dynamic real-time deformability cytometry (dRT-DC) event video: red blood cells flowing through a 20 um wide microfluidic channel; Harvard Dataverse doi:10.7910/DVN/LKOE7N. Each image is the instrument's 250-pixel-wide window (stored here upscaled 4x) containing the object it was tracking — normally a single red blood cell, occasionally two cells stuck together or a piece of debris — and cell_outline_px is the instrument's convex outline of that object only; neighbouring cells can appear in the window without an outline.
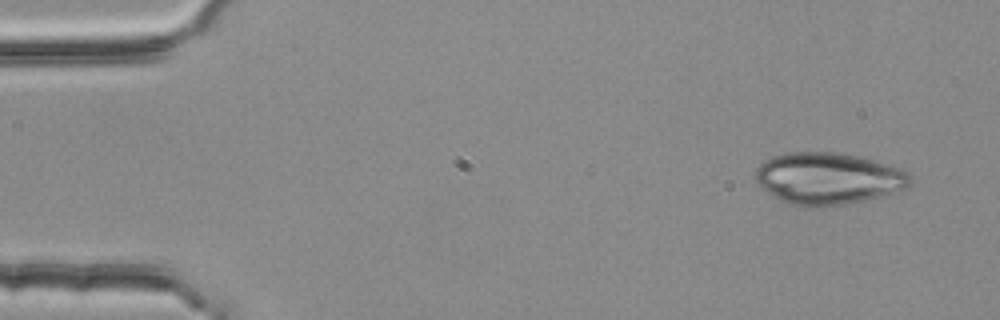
{"species": "common noctule bat (a hibernating species)", "species_latin": "Nyctalus noctula", "temperature_condition": "room temperature", "stored_images_in_passage": 3, "camera_frame_rate_fps": 3000, "um_per_image_px": 0.085, "animal": {"sex": "female", "body_mass_g": 25.1}, "frame": {"image": 1, "passage_image": 1, "time_ms": 0.0, "image_size_px": [1000, 320], "cell_outline_px": [[912, 184], [908, 188], [864, 200], [844, 204], [788, 204], [768, 192], [756, 180], [756, 168], [764, 160], [772, 156], [792, 152], [832, 152], [856, 156], [876, 160], [900, 168], [908, 172], [912, 176]], "centroid_in_image_um": [70.45, 15.13], "position_along_channel_um": 14.6, "area_um2": 45.89}}